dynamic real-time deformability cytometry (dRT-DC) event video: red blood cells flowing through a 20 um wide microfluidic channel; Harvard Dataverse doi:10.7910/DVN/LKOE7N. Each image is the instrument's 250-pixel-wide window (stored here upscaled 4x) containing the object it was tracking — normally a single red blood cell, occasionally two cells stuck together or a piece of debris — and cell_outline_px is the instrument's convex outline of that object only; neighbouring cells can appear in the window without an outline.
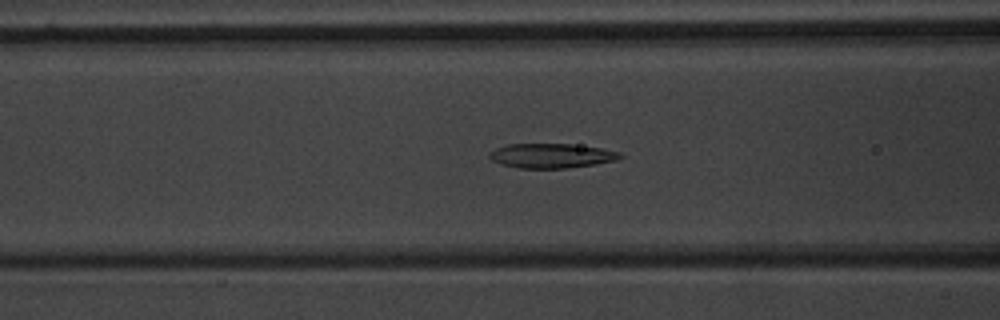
{"species": "common noctule bat (a hibernating species)", "species_latin": "Nyctalus noctula", "temperature_condition": "warm", "stored_images_in_passage": 55, "camera_frame_rate_fps": 3000, "um_per_image_px": 0.085, "animal": {"sex": "male", "body_mass_g": 20.1, "forearm_length_mm": 53.5}, "frame": {"image": 1, "passage_image": 23, "time_ms": 7.333, "image_size_px": [1000, 320], "cell_outline_px": [[624, 156], [616, 160], [596, 164], [568, 168], [520, 168], [500, 164], [492, 160], [488, 156], [488, 152], [496, 148], [508, 144], [572, 144], [600, 148], [620, 152]], "centroid_in_image_um": [46.86, 13.24], "position_along_channel_um": 119.7, "area_um2": 18.73}}
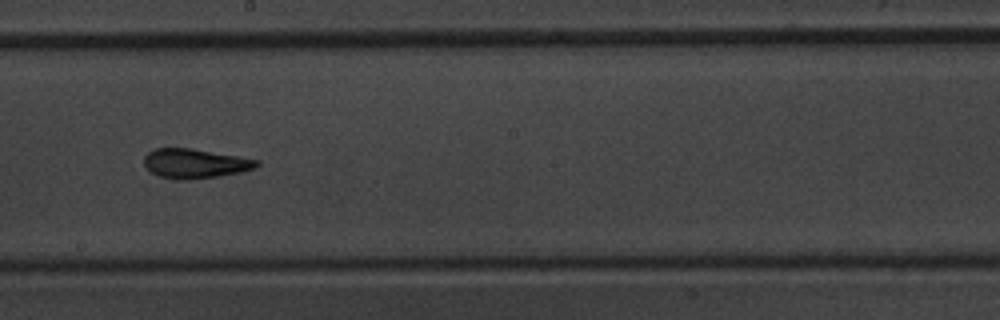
{"frame": {"image": 2, "passage_image": 32, "time_ms": 10.333, "image_size_px": [1000, 320], "cell_outline_px": [[260, 164], [256, 168], [240, 172], [220, 176], [184, 180], [160, 176], [152, 172], [144, 164], [144, 156], [148, 152], [156, 148], [188, 148], [260, 160]], "centroid_in_image_um": [16.59, 13.9], "position_along_channel_um": 231.6, "area_um2": 19.07}}
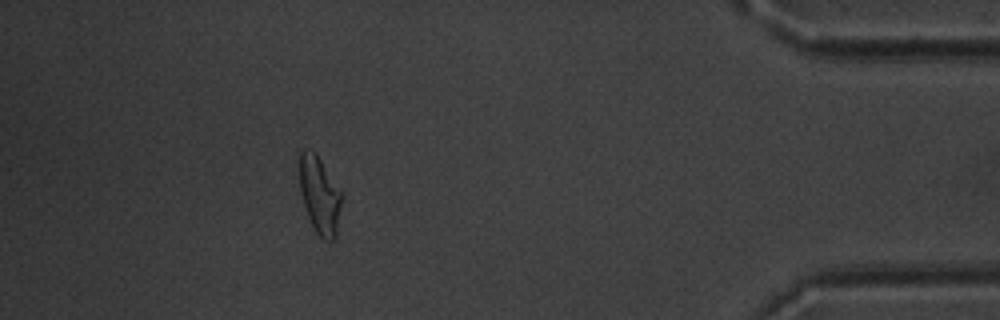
{"frame": {"image": 3, "passage_image": 50, "time_ms": 16.333, "image_size_px": [1000, 320], "cell_outline_px": [[344, 196], [336, 236], [332, 240], [324, 240], [316, 232], [308, 216], [300, 192], [300, 152], [304, 148], [316, 152], [344, 192]], "centroid_in_image_um": [27.23, 16.55], "position_along_channel_um": 408.0, "area_um2": 19.48}, "authors_computed_cell_mechanics": {"area_um2": 19.4786, "velocity_mm_per_s": 3.7324, "shape_relaxation_time_tau1_ms": 5.106, "shape_relaxation_time_tau2_ms": 2.586, "deformation_change_tau1": 0.1878, "deformation_change_tau2": 0.0953}}